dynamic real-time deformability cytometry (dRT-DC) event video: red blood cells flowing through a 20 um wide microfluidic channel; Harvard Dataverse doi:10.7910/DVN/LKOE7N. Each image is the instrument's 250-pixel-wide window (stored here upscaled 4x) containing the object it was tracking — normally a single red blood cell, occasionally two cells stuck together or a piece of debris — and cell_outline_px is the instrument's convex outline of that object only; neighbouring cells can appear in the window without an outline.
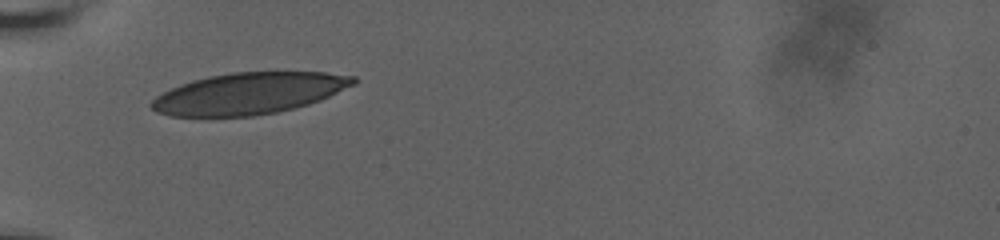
{"species": "human", "species_latin": "Homo sapiens", "temperature_condition": "room temperature", "stored_images_in_passage": 6, "camera_frame_rate_fps": 3000, "um_per_image_px": 0.085, "donor": {"sex": "male"}, "frame": {"image": 1, "passage_image": 1, "time_ms": 0.0, "image_size_px": [1000, 240], "cell_outline_px": [[356, 84], [320, 100], [308, 104], [276, 112], [252, 116], [168, 116], [156, 112], [148, 104], [156, 96], [180, 84], [192, 80], [208, 76], [232, 72], [276, 68], [324, 72], [356, 76]], "centroid_in_image_um": [21.21, 7.88], "position_along_channel_um": 63.8, "area_um2": 50.05}}
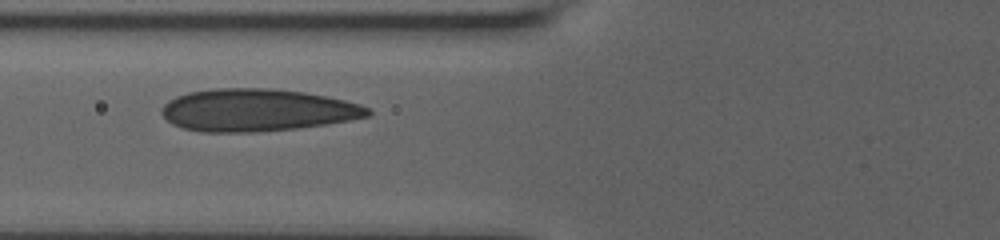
{"frame": {"image": 2, "passage_image": 3, "time_ms": 1.333, "image_size_px": [1000, 240], "cell_outline_px": [[372, 112], [368, 116], [348, 120], [324, 124], [296, 128], [256, 132], [204, 132], [184, 128], [172, 124], [160, 112], [160, 108], [168, 100], [176, 96], [188, 92], [212, 88], [272, 88], [304, 92], [344, 100], [360, 104], [368, 108]], "centroid_in_image_um": [21.8, 9.35], "position_along_channel_um": 104.0, "area_um2": 50.86}}
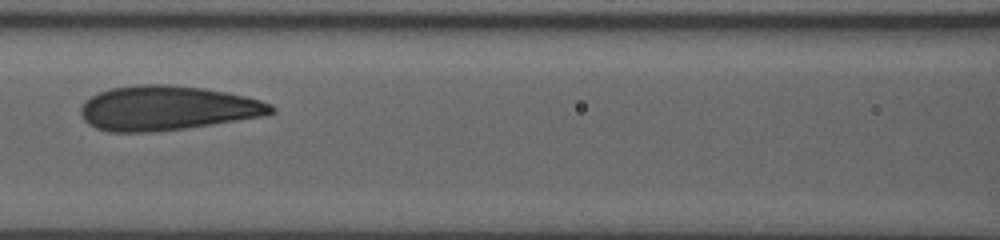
{"frame": {"image": 3, "passage_image": 5, "time_ms": 2.667, "image_size_px": [1000, 240], "cell_outline_px": [[276, 112], [264, 116], [212, 124], [184, 128], [152, 132], [108, 132], [96, 128], [88, 124], [80, 116], [80, 108], [92, 96], [100, 92], [112, 88], [136, 84], [172, 84], [204, 88], [244, 96], [260, 100], [272, 104], [276, 108]], "centroid_in_image_um": [14.21, 9.19], "position_along_channel_um": 152.4, "area_um2": 49.42}}